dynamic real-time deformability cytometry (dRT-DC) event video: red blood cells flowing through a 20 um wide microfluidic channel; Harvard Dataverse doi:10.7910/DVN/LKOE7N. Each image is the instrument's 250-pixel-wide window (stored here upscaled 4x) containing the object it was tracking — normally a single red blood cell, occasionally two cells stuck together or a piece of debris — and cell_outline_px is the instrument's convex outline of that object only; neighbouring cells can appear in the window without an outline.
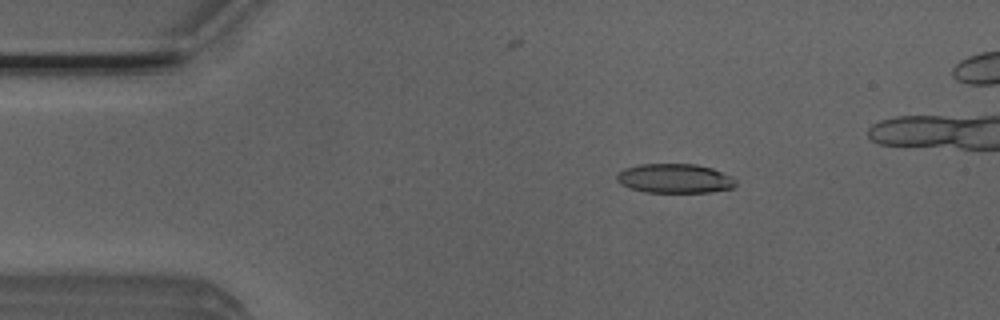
{"species": "Egyptian fruit bat (a non-hibernating species)", "species_latin": "Rousettus aegyptiacus", "temperature_condition": "room temperature", "stored_images_in_passage": 8, "camera_frame_rate_fps": 3000, "um_per_image_px": 0.085, "animal": {"sex": "male"}, "frame": {"image": 1, "passage_image": 3, "time_ms": 0.667, "image_size_px": [1000, 320], "cell_outline_px": [[736, 184], [732, 188], [708, 192], [644, 192], [628, 188], [620, 184], [616, 180], [616, 176], [624, 168], [640, 164], [696, 164], [712, 168], [732, 176], [736, 180]], "centroid_in_image_um": [57.33, 15.17], "position_along_channel_um": 27.7, "area_um2": 20.4}}
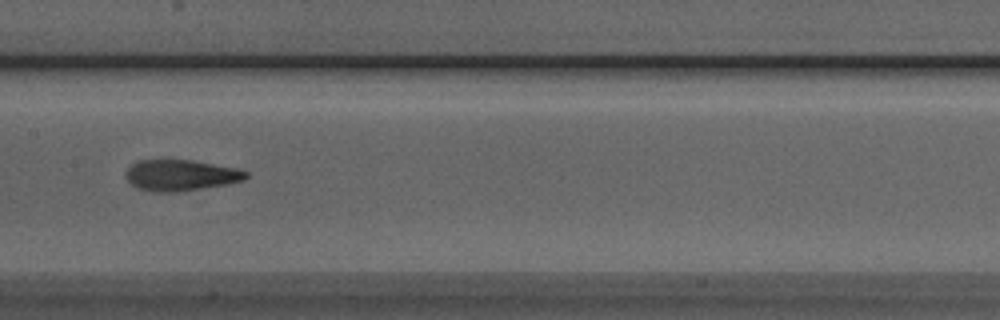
{"frame": {"image": 2, "passage_image": 8, "time_ms": 2.333, "image_size_px": [1000, 320], "cell_outline_px": [[248, 176], [244, 180], [228, 184], [180, 192], [152, 192], [136, 188], [124, 176], [128, 168], [132, 164], [140, 160], [192, 160], [236, 168], [248, 172]], "centroid_in_image_um": [15.36, 14.91], "position_along_channel_um": 192.0, "area_um2": 21.85}}